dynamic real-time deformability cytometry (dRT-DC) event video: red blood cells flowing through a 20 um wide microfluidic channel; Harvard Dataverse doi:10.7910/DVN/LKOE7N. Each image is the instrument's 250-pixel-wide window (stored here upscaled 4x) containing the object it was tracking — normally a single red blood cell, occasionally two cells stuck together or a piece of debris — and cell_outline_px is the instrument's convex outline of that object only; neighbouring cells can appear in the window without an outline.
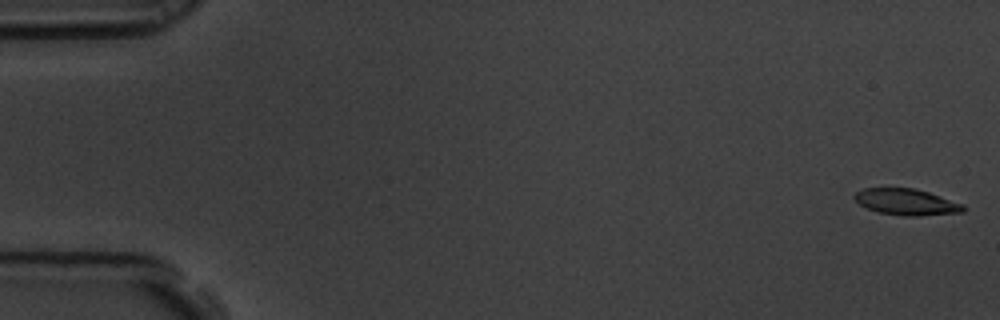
{"species": "common noctule bat (a hibernating species)", "species_latin": "Nyctalus noctula", "temperature_condition": "room temperature", "stored_images_in_passage": 59, "camera_frame_rate_fps": 3000, "um_per_image_px": 0.085, "animal": {"sex": "male", "body_mass_g": 19.5, "forearm_length_mm": 54.6}, "frame": {"image": 1, "passage_image": 1, "time_ms": 0.0, "image_size_px": [1000, 320], "cell_outline_px": [[968, 208], [964, 212], [920, 216], [904, 216], [876, 212], [860, 204], [852, 196], [856, 192], [864, 188], [912, 188], [928, 192], [964, 204]], "centroid_in_image_um": [77.08, 17.18], "position_along_channel_um": 7.9, "area_um2": 16.76}}
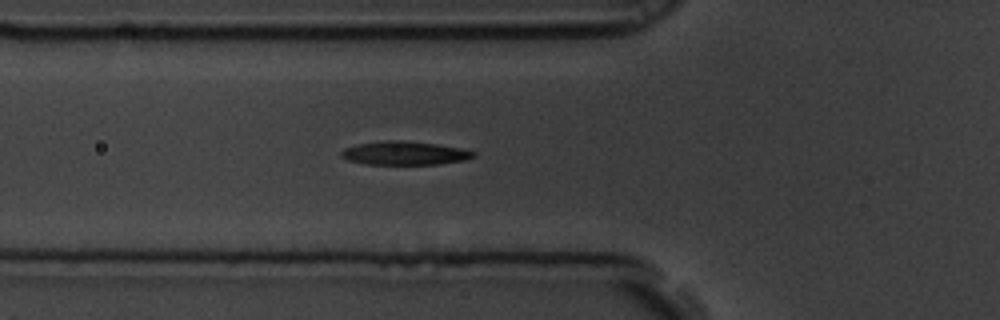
{"frame": {"image": 2, "passage_image": 21, "time_ms": 6.667, "image_size_px": [1000, 320], "cell_outline_px": [[476, 156], [464, 160], [440, 164], [368, 164], [348, 160], [340, 156], [340, 152], [344, 148], [360, 144], [388, 140], [400, 140], [436, 144], [464, 148], [476, 152]], "centroid_in_image_um": [34.43, 13.02], "position_along_channel_um": 91.4, "area_um2": 18.09}}
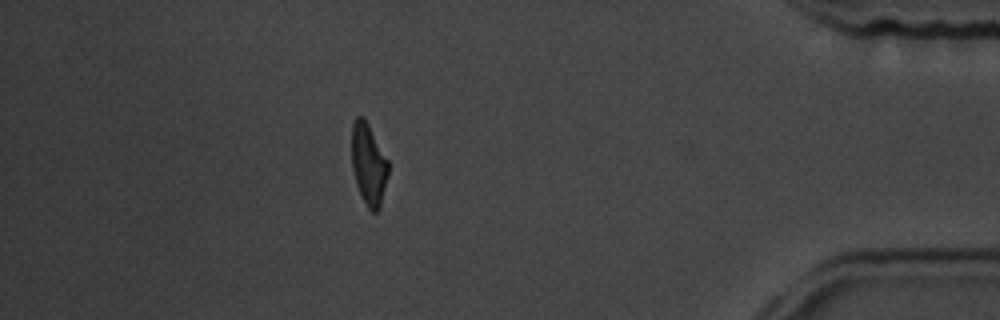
{"frame": {"image": 3, "passage_image": 52, "time_ms": 17.0, "image_size_px": [1000, 320], "cell_outline_px": [[388, 176], [380, 208], [376, 212], [372, 212], [368, 208], [356, 184], [352, 168], [352, 124], [356, 116], [364, 116], [388, 160]], "centroid_in_image_um": [31.33, 13.95], "position_along_channel_um": 403.9, "area_um2": 17.34}, "authors_computed_cell_mechanics": {"area_um2": 18.1492, "velocity_mm_per_s": 3.4602, "shape_relaxation_time_tau1_ms": 2.7869, "shape_relaxation_time_tau2_ms": 1.8914, "deformation_change_tau1": 0.191, "deformation_change_tau2": 0.105}}